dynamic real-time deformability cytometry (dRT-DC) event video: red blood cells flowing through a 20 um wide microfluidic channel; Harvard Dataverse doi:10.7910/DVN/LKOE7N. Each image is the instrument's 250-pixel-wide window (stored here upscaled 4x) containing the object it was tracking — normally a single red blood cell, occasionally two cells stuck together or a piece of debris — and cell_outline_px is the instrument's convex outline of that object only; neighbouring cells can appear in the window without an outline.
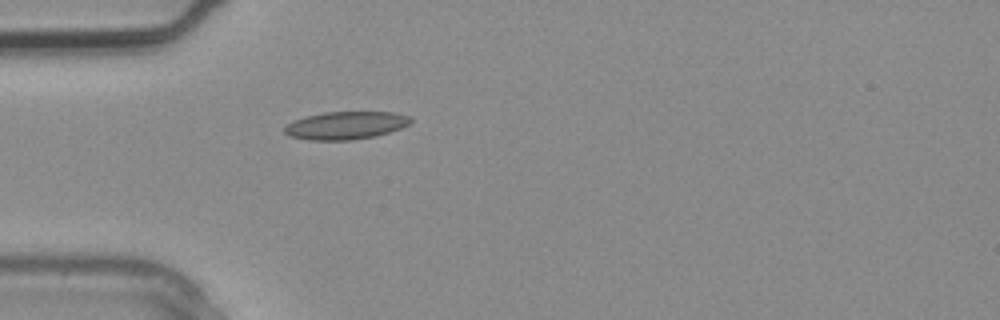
{"species": "common noctule bat (a hibernating species)", "species_latin": "Nyctalus noctula", "temperature_condition": "warm", "stored_images_in_passage": 1, "camera_frame_rate_fps": 3000, "um_per_image_px": 0.085, "animal": {"sex": "male", "body_mass_g": 20.4}, "frame": {"image": 1, "passage_image": 1, "time_ms": 0.0, "image_size_px": [1000, 320], "cell_outline_px": [[412, 120], [408, 124], [400, 128], [376, 136], [352, 140], [308, 140], [288, 136], [284, 132], [284, 128], [288, 124], [296, 120], [308, 116], [324, 112], [392, 112], [408, 116]], "centroid_in_image_um": [29.37, 10.67], "position_along_channel_um": 55.6, "area_um2": 20.23}}